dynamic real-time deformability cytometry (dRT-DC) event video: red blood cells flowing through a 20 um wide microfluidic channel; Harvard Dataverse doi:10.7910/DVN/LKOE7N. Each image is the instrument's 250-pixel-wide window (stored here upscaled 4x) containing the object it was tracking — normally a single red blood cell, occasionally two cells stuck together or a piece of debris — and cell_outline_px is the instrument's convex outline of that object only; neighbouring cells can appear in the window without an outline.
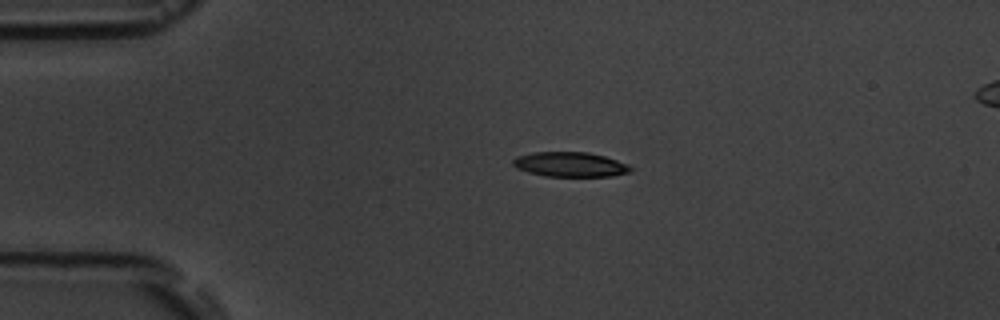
{"species": "common noctule bat (a hibernating species)", "species_latin": "Nyctalus noctula", "temperature_condition": "room temperature", "stored_images_in_passage": 6, "camera_frame_rate_fps": 3000, "um_per_image_px": 0.085, "animal": {"sex": "male", "body_mass_g": 19.5, "forearm_length_mm": 54.6}, "frame": {"image": 1, "passage_image": 2, "time_ms": 1.333, "image_size_px": [1000, 320], "cell_outline_px": [[632, 168], [628, 172], [612, 176], [544, 176], [528, 172], [516, 168], [512, 164], [512, 160], [516, 156], [532, 152], [588, 152], [604, 156], [628, 164]], "centroid_in_image_um": [48.41, 13.97], "position_along_channel_um": 36.6, "area_um2": 16.94}}
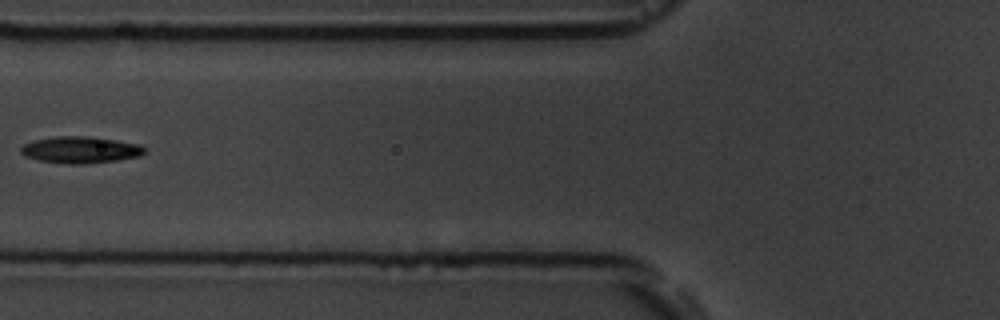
{"frame": {"image": 2, "passage_image": 5, "time_ms": 4.667, "image_size_px": [1000, 320], "cell_outline_px": [[144, 152], [140, 156], [116, 160], [84, 164], [68, 164], [40, 160], [24, 156], [20, 152], [20, 148], [24, 144], [36, 140], [56, 136], [88, 136], [116, 140], [136, 144], [144, 148]], "centroid_in_image_um": [6.8, 12.73], "position_along_channel_um": 119.0, "area_um2": 18.96}}
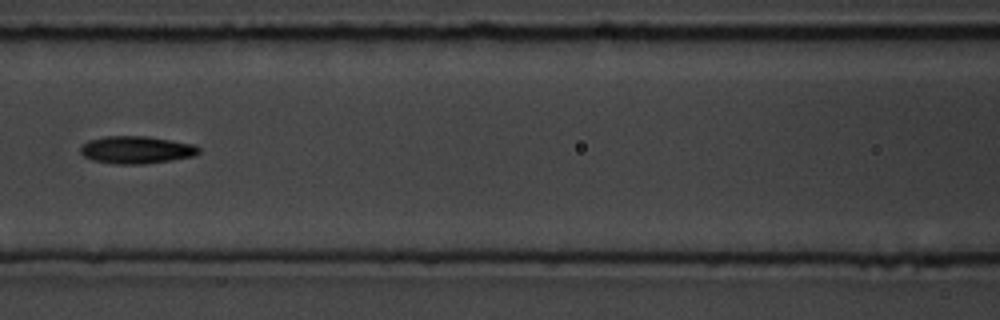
{"frame": {"image": 3, "passage_image": 6, "time_ms": 5.667, "image_size_px": [1000, 320], "cell_outline_px": [[200, 152], [196, 156], [172, 160], [144, 164], [116, 164], [92, 160], [84, 156], [80, 152], [80, 148], [88, 140], [104, 136], [148, 136], [196, 144], [200, 148]], "centroid_in_image_um": [11.64, 12.73], "position_along_channel_um": 155.0, "area_um2": 19.19}}